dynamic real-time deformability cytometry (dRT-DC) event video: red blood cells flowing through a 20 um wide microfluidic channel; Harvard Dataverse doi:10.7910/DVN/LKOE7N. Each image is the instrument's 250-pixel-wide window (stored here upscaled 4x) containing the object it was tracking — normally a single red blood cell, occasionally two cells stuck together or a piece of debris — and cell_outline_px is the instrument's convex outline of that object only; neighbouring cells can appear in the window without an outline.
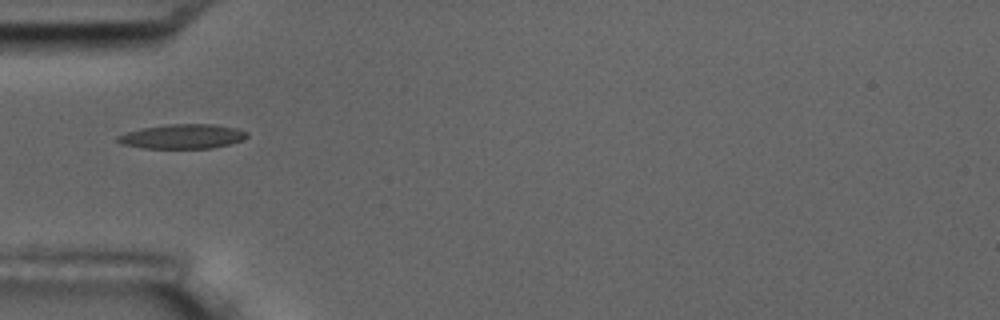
{"species": "common noctule bat (a hibernating species)", "species_latin": "Nyctalus noctula", "temperature_condition": "room temperature", "stored_images_in_passage": 17, "camera_frame_rate_fps": 3000, "um_per_image_px": 0.085, "animal": {"sex": "male", "body_mass_g": 17.5, "forearm_length_mm": 52.3}, "frame": {"image": 1, "passage_image": 6, "time_ms": 5.667, "image_size_px": [1000, 320], "cell_outline_px": [[248, 136], [244, 140], [212, 148], [140, 148], [120, 144], [116, 140], [116, 136], [140, 128], [168, 124], [216, 124], [236, 128], [248, 132]], "centroid_in_image_um": [15.5, 11.59], "position_along_channel_um": 69.5, "area_um2": 18.61}}
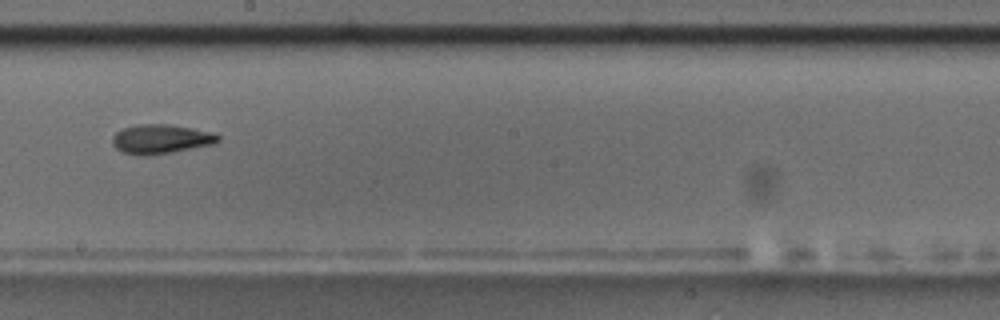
{"frame": {"image": 2, "passage_image": 10, "time_ms": 10.333, "image_size_px": [1000, 320], "cell_outline_px": [[220, 140], [212, 144], [172, 152], [124, 152], [116, 148], [112, 144], [112, 136], [120, 128], [136, 124], [168, 124], [192, 128], [212, 132], [220, 136]], "centroid_in_image_um": [13.68, 11.75], "position_along_channel_um": 234.5, "area_um2": 17.34}, "authors_computed_cell_mechanics": {"area_um2": 17.34, "velocity_mm_per_s": 3.5382, "shape_relaxation_time_tau1_ms": 3.128, "shape_relaxation_time_tau2_ms": 3.6736, "deformation_change_tau1": 0.1059, "deformation_change_tau2": 0.0811}}